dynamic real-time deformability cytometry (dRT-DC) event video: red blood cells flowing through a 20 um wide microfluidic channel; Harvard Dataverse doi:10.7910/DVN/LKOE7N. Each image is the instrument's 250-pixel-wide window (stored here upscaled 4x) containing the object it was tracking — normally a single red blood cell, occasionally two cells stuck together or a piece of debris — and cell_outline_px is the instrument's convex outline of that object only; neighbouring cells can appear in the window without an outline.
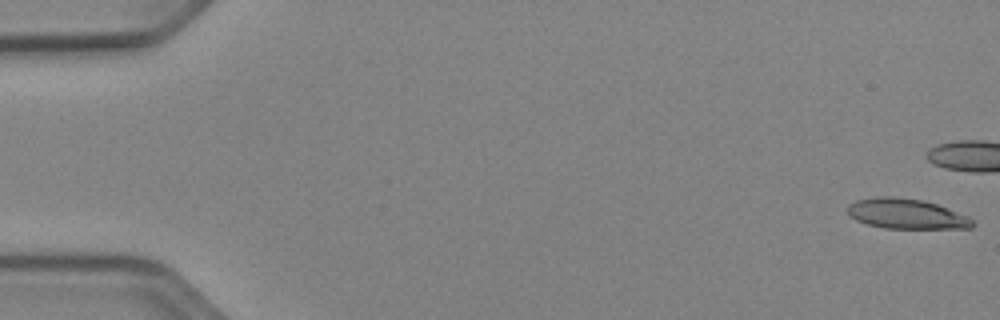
{"species": "Egyptian fruit bat (a non-hibernating species)", "species_latin": "Rousettus aegyptiacus", "temperature_condition": "cold", "stored_images_in_passage": 43, "camera_frame_rate_fps": 3000, "um_per_image_px": 0.085, "animal": {"sex": "female"}, "frame": {"image": 1, "passage_image": 1, "time_ms": 0.0, "image_size_px": [1000, 320], "cell_outline_px": [[976, 224], [972, 228], [884, 228], [868, 224], [856, 220], [848, 212], [848, 204], [856, 200], [876, 196], [892, 196], [924, 200], [936, 204], [968, 216]], "centroid_in_image_um": [77.05, 18.17], "position_along_channel_um": 8.0, "area_um2": 21.85}}
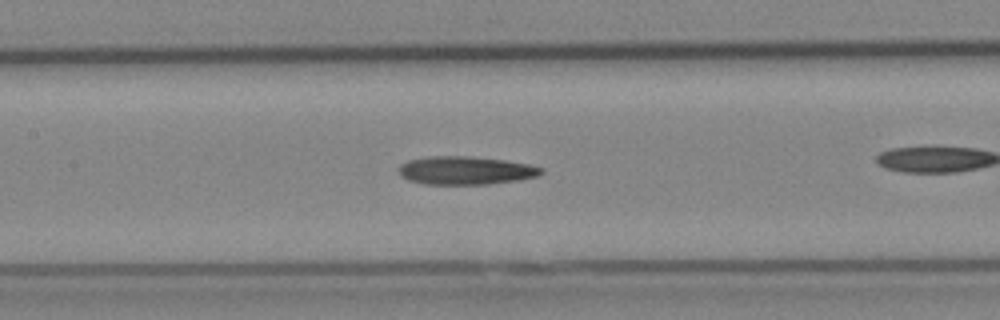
{"frame": {"image": 2, "passage_image": 25, "time_ms": 8.0, "image_size_px": [1000, 320], "cell_outline_px": [[544, 172], [536, 176], [516, 180], [488, 184], [424, 184], [408, 180], [400, 176], [400, 164], [408, 160], [428, 156], [468, 156], [504, 160], [528, 164], [544, 168]], "centroid_in_image_um": [39.55, 14.48], "position_along_channel_um": 167.8, "area_um2": 23.35}}
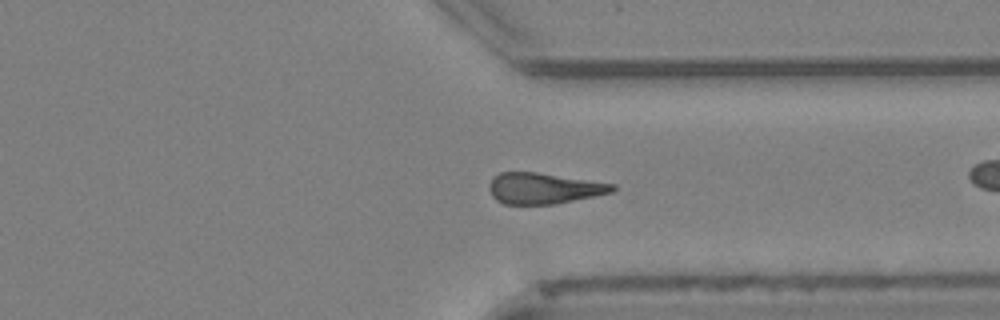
{"frame": {"image": 3, "passage_image": 40, "time_ms": 13.0, "image_size_px": [1000, 320], "cell_outline_px": [[616, 188], [612, 192], [556, 204], [504, 204], [496, 200], [492, 196], [488, 188], [488, 184], [492, 176], [500, 172], [536, 172], [616, 184]], "centroid_in_image_um": [46.17, 16.0], "position_along_channel_um": 365.2, "area_um2": 22.31}}